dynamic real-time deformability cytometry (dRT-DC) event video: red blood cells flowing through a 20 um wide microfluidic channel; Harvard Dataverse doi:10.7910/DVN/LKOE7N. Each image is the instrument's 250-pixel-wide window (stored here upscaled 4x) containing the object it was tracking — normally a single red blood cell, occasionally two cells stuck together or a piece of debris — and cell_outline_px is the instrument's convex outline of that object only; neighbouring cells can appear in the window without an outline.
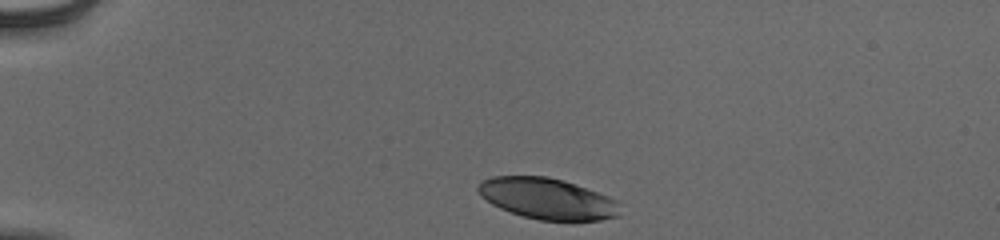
{"species": "human", "species_latin": "Homo sapiens", "temperature_condition": "cold", "stored_images_in_passage": 36, "camera_frame_rate_fps": 3000, "um_per_image_px": 0.085, "donor": {"sex": "male"}, "frame": {"image": 1, "passage_image": 1, "time_ms": 0.0, "image_size_px": [1000, 240], "cell_outline_px": [[620, 216], [600, 220], [576, 224], [572, 224], [540, 220], [524, 216], [500, 208], [492, 204], [476, 188], [480, 180], [492, 176], [548, 176], [564, 180], [608, 196], [616, 200], [620, 204]], "centroid_in_image_um": [46.6, 16.92], "position_along_channel_um": 38.4, "area_um2": 34.74}}
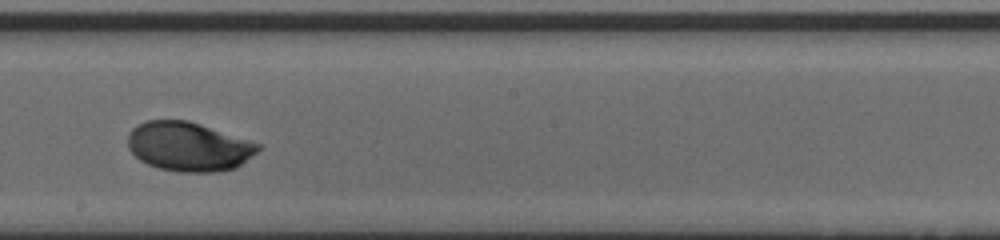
{"frame": {"image": 2, "passage_image": 21, "time_ms": 6.667, "image_size_px": [1000, 240], "cell_outline_px": [[264, 148], [236, 168], [216, 172], [180, 172], [160, 168], [148, 164], [140, 160], [128, 148], [128, 132], [132, 128], [148, 120], [188, 120], [264, 144]], "centroid_in_image_um": [16.1, 12.46], "position_along_channel_um": 232.1, "area_um2": 37.69}}
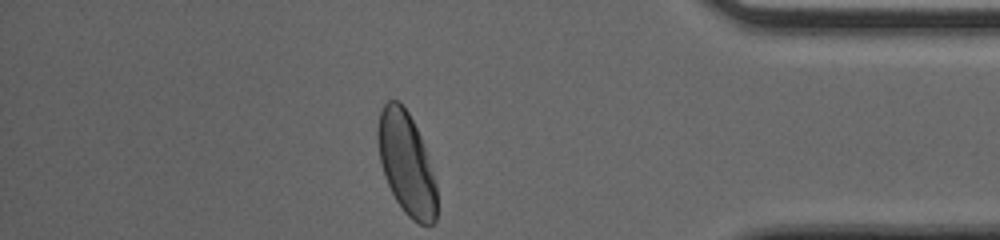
{"frame": {"image": 3, "passage_image": 36, "time_ms": 11.667, "image_size_px": [1000, 240], "cell_outline_px": [[436, 220], [432, 224], [420, 224], [412, 220], [404, 212], [396, 200], [384, 176], [380, 160], [376, 136], [376, 128], [380, 112], [384, 104], [388, 100], [396, 100], [408, 112], [420, 136], [436, 184]], "centroid_in_image_um": [34.51, 13.91], "position_along_channel_um": 400.7, "area_um2": 34.74}, "authors_computed_cell_mechanics": {"area_um2": 36.0672, "velocity_mm_per_s": 3.8512, "shape_relaxation_time_tau1_ms": 2.0672, "shape_relaxation_time_tau2_ms": 1.1297, "deformation_change_tau1": 0.1228, "deformation_change_tau2": 0.0331}}